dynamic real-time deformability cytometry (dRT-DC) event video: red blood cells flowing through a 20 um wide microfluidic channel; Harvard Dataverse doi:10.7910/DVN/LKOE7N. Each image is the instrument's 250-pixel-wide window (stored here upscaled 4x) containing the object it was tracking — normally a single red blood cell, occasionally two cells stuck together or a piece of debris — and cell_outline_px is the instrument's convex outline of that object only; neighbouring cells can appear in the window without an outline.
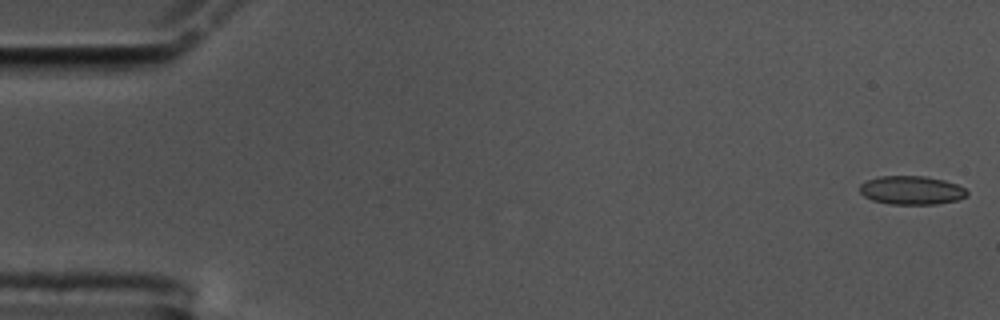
{"species": "common noctule bat (a hibernating species)", "species_latin": "Nyctalus noctula", "temperature_condition": "cold", "stored_images_in_passage": 57, "camera_frame_rate_fps": 3000, "um_per_image_px": 0.085, "animal": {"sex": "male", "body_mass_g": 17.5, "forearm_length_mm": 52.3}, "frame": {"image": 1, "passage_image": 1, "time_ms": 0.0, "image_size_px": [1000, 320], "cell_outline_px": [[968, 196], [956, 200], [936, 204], [888, 204], [872, 200], [864, 196], [860, 192], [860, 184], [868, 180], [880, 176], [924, 176], [944, 180], [956, 184], [964, 188], [968, 192]], "centroid_in_image_um": [77.48, 16.17], "position_along_channel_um": 7.5, "area_um2": 17.86}}
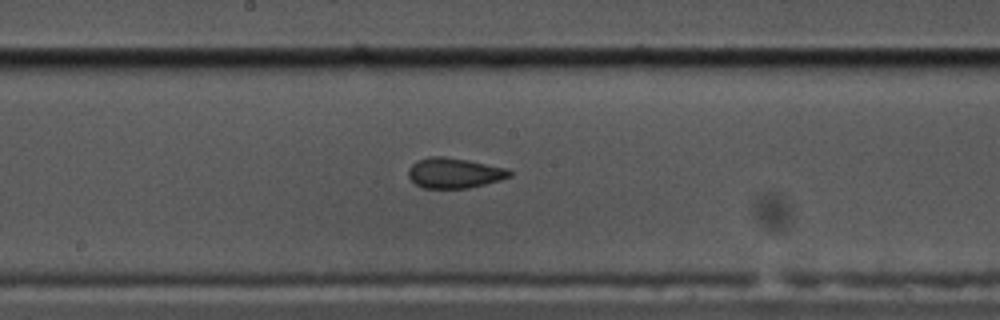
{"frame": {"image": 2, "passage_image": 30, "time_ms": 9.667, "image_size_px": [1000, 320], "cell_outline_px": [[512, 176], [500, 180], [468, 188], [424, 188], [416, 184], [408, 176], [408, 168], [412, 164], [420, 160], [432, 156], [444, 156], [468, 160], [508, 168], [512, 172]], "centroid_in_image_um": [38.64, 14.7], "position_along_channel_um": 209.6, "area_um2": 17.8}}
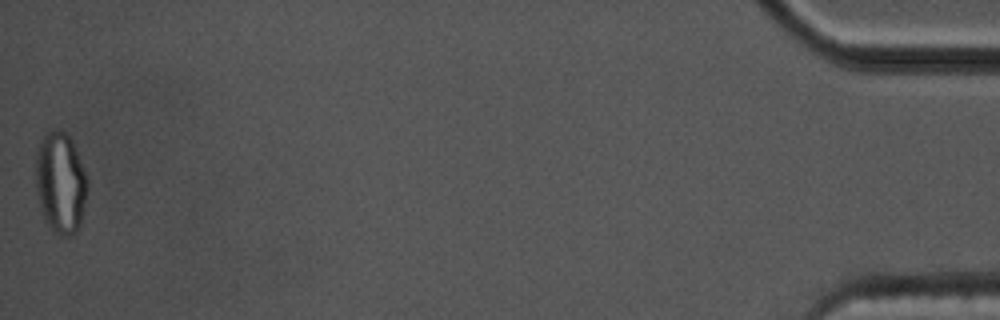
{"frame": {"image": 3, "passage_image": 57, "time_ms": 18.667, "image_size_px": [1000, 320], "cell_outline_px": [[88, 188], [80, 224], [76, 232], [72, 236], [60, 236], [52, 232], [44, 220], [40, 208], [36, 192], [36, 152], [40, 140], [52, 128], [60, 128], [72, 140], [88, 180]], "centroid_in_image_um": [5.13, 15.55], "position_along_channel_um": 430.1, "area_um2": 30.92}}